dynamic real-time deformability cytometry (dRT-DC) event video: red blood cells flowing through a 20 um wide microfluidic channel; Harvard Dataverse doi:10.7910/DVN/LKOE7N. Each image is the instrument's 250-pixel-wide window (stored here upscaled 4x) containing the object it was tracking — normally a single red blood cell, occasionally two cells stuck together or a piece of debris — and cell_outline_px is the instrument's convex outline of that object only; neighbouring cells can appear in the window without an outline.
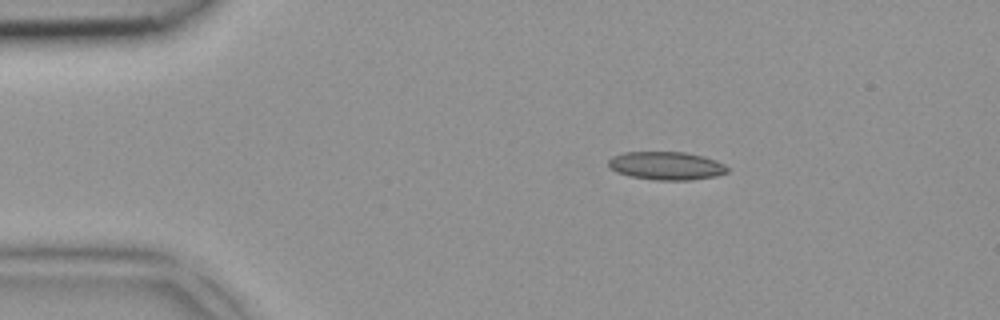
{"species": "common noctule bat (a hibernating species)", "species_latin": "Nyctalus noctula", "temperature_condition": "room temperature", "stored_images_in_passage": 4, "camera_frame_rate_fps": 3000, "um_per_image_px": 0.085, "animal": {"sex": "female", "body_mass_g": 18.4}, "frame": {"image": 1, "passage_image": 2, "time_ms": 0.333, "image_size_px": [1000, 320], "cell_outline_px": [[728, 172], [716, 176], [688, 180], [656, 180], [628, 176], [616, 172], [608, 168], [608, 160], [612, 156], [624, 152], [684, 152], [704, 156], [716, 160], [724, 164], [728, 168]], "centroid_in_image_um": [56.61, 14.09], "position_along_channel_um": 28.4, "area_um2": 19.71}}
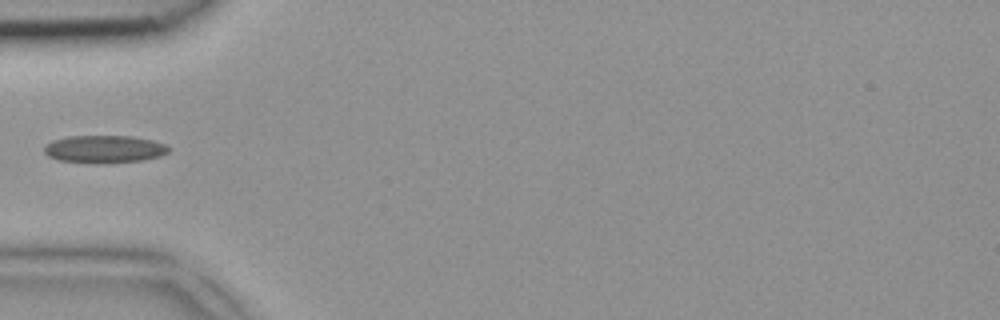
{"frame": {"image": 2, "passage_image": 4, "time_ms": 1.0, "image_size_px": [1000, 320], "cell_outline_px": [[168, 152], [160, 156], [140, 160], [100, 164], [92, 164], [60, 160], [48, 156], [44, 152], [44, 144], [52, 140], [68, 136], [128, 136], [152, 140], [164, 144], [168, 148]], "centroid_in_image_um": [8.8, 12.68], "position_along_channel_um": 76.2, "area_um2": 20.06}}